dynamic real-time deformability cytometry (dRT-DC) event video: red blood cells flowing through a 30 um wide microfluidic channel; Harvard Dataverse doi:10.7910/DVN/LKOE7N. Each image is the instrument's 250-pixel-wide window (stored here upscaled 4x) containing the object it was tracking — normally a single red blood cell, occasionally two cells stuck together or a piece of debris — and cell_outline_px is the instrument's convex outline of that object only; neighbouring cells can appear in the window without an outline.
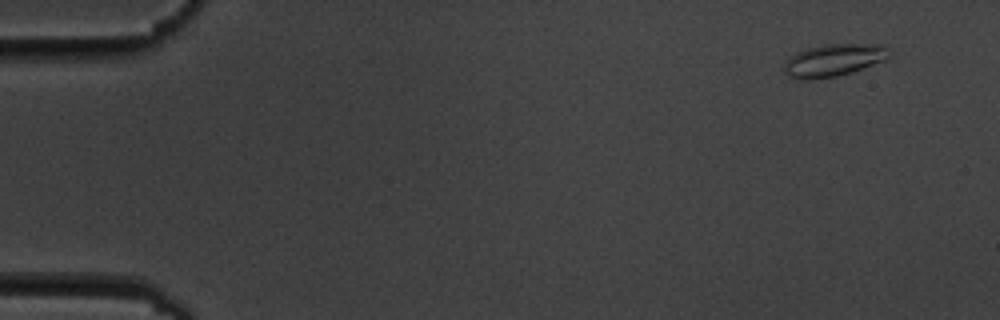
{"species": "common noctule bat (a hibernating species)", "species_latin": "Nyctalus noctula", "temperature_condition": "cold", "stored_images_in_passage": 5, "camera_frame_rate_fps": 3000, "um_per_image_px": 0.085, "animal": {"sex": "male", "body_mass_g": 19.5, "forearm_length_mm": 54.6}, "frame": {"image": 1, "passage_image": 2, "time_ms": 1.0, "image_size_px": [1000, 320], "cell_outline_px": [[892, 52], [884, 60], [852, 72], [836, 76], [812, 80], [800, 80], [788, 76], [784, 72], [784, 64], [796, 52], [808, 48], [824, 44], [884, 44]], "centroid_in_image_um": [70.86, 5.12], "position_along_channel_um": 14.1, "area_um2": 19.88}}
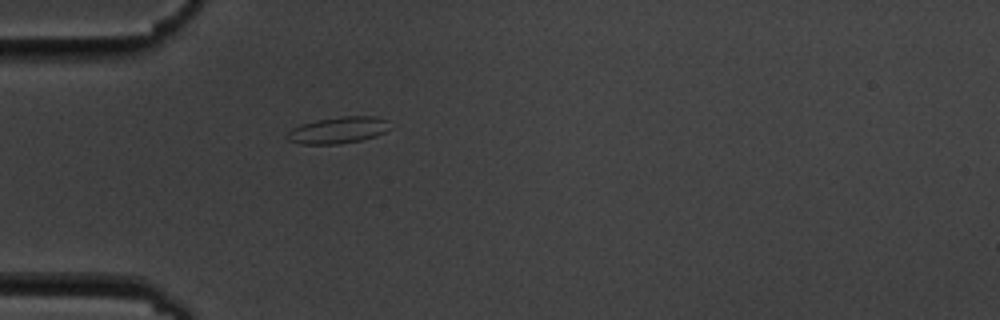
{"frame": {"image": 2, "passage_image": 5, "time_ms": 5.333, "image_size_px": [1000, 320], "cell_outline_px": [[392, 128], [376, 136], [360, 140], [340, 144], [300, 144], [288, 140], [288, 132], [292, 128], [300, 124], [316, 120], [340, 116], [376, 116], [388, 120]], "centroid_in_image_um": [28.78, 11.05], "position_along_channel_um": 56.2, "area_um2": 16.07}}